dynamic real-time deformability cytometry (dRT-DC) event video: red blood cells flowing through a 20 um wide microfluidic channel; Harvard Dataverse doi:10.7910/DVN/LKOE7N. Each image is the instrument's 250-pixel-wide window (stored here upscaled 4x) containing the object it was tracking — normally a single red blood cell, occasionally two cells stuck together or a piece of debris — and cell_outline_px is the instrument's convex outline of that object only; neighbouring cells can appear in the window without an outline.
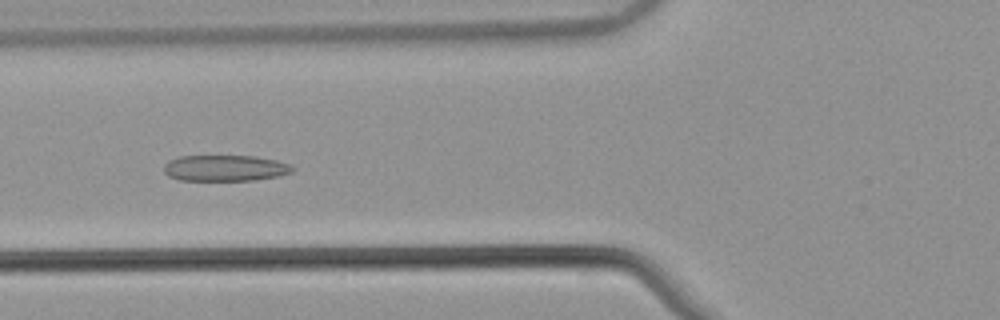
{"species": "common noctule bat (a hibernating species)", "species_latin": "Nyctalus noctula", "temperature_condition": "warm", "stored_images_in_passage": 54, "camera_frame_rate_fps": 3000, "um_per_image_px": 0.085, "animal": {"sex": "male", "body_mass_g": 21.5, "forearm_length_mm": 52.0}, "frame": {"image": 1, "passage_image": 21, "time_ms": 6.667, "image_size_px": [1000, 320], "cell_outline_px": [[296, 168], [292, 172], [276, 176], [252, 180], [180, 180], [168, 176], [164, 172], [164, 164], [168, 160], [180, 156], [256, 156], [276, 160], [292, 164]], "centroid_in_image_um": [19.14, 14.28], "position_along_channel_um": 106.7, "area_um2": 19.59}}
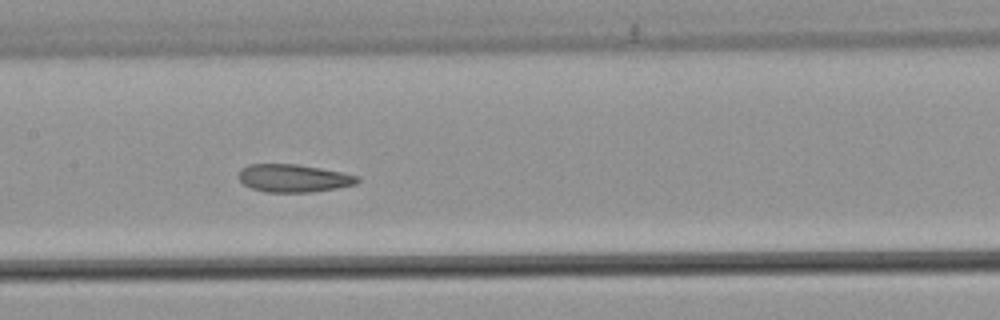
{"frame": {"image": 2, "passage_image": 27, "time_ms": 8.667, "image_size_px": [1000, 320], "cell_outline_px": [[360, 180], [356, 184], [336, 188], [312, 192], [264, 192], [252, 188], [244, 184], [236, 176], [240, 168], [248, 164], [296, 164], [320, 168], [360, 176]], "centroid_in_image_um": [24.92, 15.14], "position_along_channel_um": 182.5, "area_um2": 19.36}}
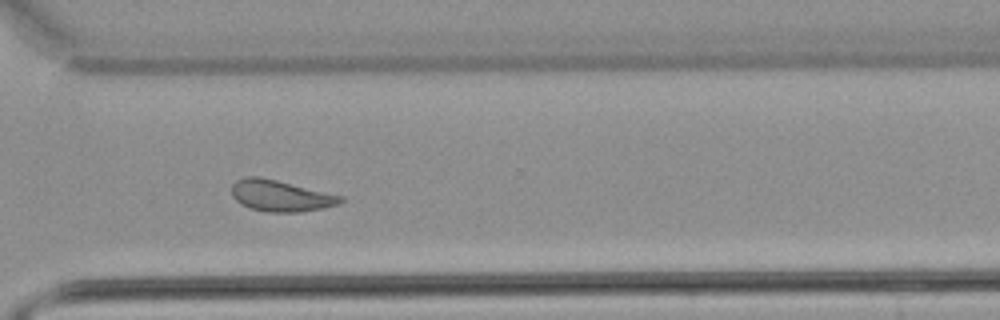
{"frame": {"image": 3, "passage_image": 40, "time_ms": 13.0, "image_size_px": [1000, 320], "cell_outline_px": [[344, 200], [340, 204], [300, 212], [268, 212], [252, 208], [240, 204], [232, 196], [232, 184], [236, 180], [244, 176], [260, 176], [344, 196]], "centroid_in_image_um": [23.84, 16.63], "position_along_channel_um": 346.8, "area_um2": 19.88}, "authors_computed_cell_mechanics": {"area_um2": 20.6635, "velocity_mm_per_s": 3.7967, "shape_relaxation_time_tau1_ms": 10.8704, "shape_relaxation_time_tau2_ms": 2.719, "deformation_change_tau1": 0.2002, "deformation_change_tau2": 0.1073}}